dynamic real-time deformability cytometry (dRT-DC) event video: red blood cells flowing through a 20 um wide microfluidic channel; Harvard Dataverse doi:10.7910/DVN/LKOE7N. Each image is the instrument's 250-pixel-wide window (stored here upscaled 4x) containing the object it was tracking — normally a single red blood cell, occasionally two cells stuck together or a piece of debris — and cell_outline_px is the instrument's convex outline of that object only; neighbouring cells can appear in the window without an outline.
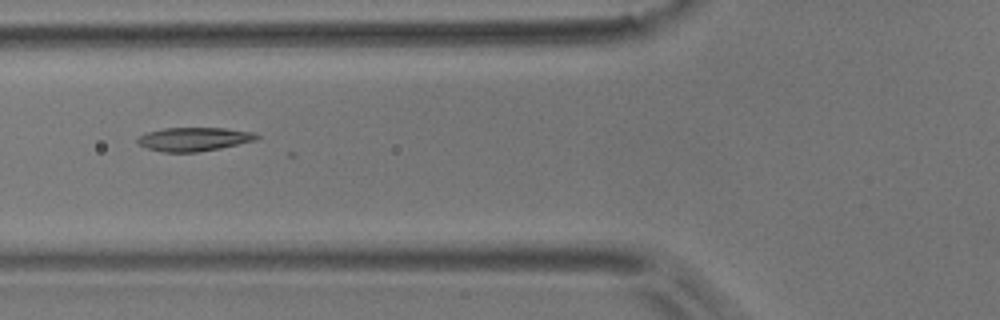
{"species": "common noctule bat (a hibernating species)", "species_latin": "Nyctalus noctula", "temperature_condition": "room temperature", "stored_images_in_passage": 3, "camera_frame_rate_fps": 3000, "um_per_image_px": 0.085, "animal": {"sex": "male", "body_mass_g": 17.9}, "frame": {"image": 1, "passage_image": 2, "time_ms": 0.333, "image_size_px": [1000, 320], "cell_outline_px": [[260, 136], [256, 140], [220, 148], [196, 152], [164, 152], [148, 148], [136, 144], [136, 140], [144, 132], [164, 128], [224, 128], [256, 132]], "centroid_in_image_um": [16.47, 11.82], "position_along_channel_um": 109.3, "area_um2": 16.53}}